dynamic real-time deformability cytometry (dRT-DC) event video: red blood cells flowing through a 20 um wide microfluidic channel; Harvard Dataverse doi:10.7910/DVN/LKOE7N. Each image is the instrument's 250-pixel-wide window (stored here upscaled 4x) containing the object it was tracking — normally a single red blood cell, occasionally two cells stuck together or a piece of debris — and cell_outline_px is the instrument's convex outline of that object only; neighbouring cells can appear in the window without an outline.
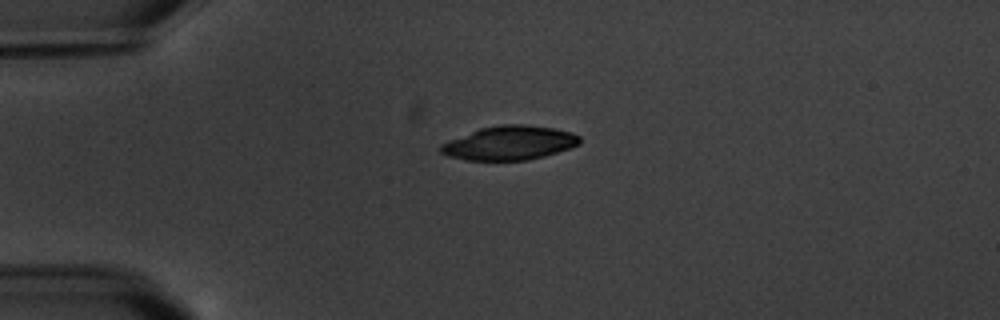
{"species": "common noctule bat (a hibernating species)", "species_latin": "Nyctalus noctula", "temperature_condition": "warm", "stored_images_in_passage": 2, "camera_frame_rate_fps": 3000, "um_per_image_px": 0.085, "animal": {"sex": "male", "body_mass_g": 20.1, "forearm_length_mm": 53.5}, "frame": {"image": 1, "passage_image": 1, "time_ms": 0.0, "image_size_px": [1000, 320], "cell_outline_px": [[580, 144], [572, 148], [544, 156], [528, 160], [464, 160], [448, 156], [440, 152], [440, 144], [480, 128], [500, 124], [524, 124], [556, 128], [572, 132], [580, 136]], "centroid_in_image_um": [43.34, 12.15], "position_along_channel_um": 41.7, "area_um2": 27.69}}